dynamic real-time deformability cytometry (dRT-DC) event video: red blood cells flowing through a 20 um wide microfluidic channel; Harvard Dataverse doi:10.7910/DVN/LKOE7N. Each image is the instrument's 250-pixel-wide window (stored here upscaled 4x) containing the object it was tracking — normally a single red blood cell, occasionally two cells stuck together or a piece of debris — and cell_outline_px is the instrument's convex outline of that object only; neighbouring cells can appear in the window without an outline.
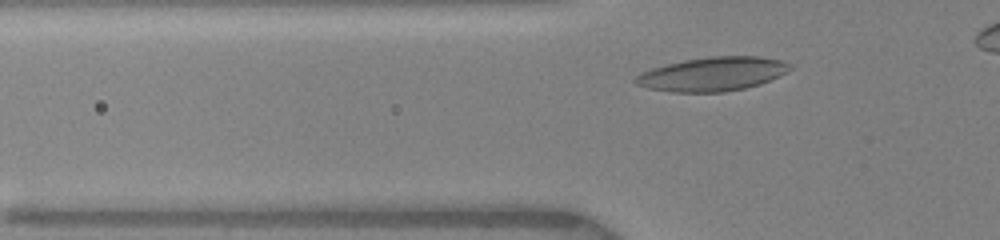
{"species": "human", "species_latin": "Homo sapiens", "temperature_condition": "warm", "stored_images_in_passage": 24, "camera_frame_rate_fps": 3000, "um_per_image_px": 0.085, "donor": {"sex": "female"}, "frame": {"image": 1, "passage_image": 7, "time_ms": 1.667, "image_size_px": [1000, 240], "cell_outline_px": [[792, 68], [788, 72], [760, 84], [744, 88], [724, 92], [672, 92], [648, 88], [632, 84], [632, 80], [640, 72], [652, 68], [684, 60], [708, 56], [760, 56], [780, 60], [792, 64]], "centroid_in_image_um": [60.54, 6.29], "position_along_channel_um": 65.3, "area_um2": 30.75}}
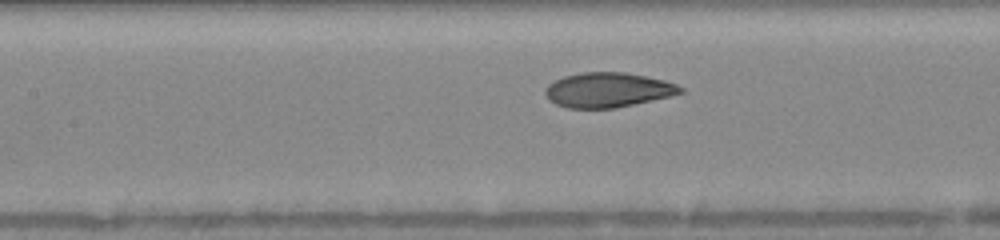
{"frame": {"image": 2, "passage_image": 14, "time_ms": 4.0, "image_size_px": [1000, 240], "cell_outline_px": [[684, 92], [668, 96], [632, 104], [612, 108], [568, 108], [556, 104], [548, 100], [544, 92], [544, 88], [548, 84], [564, 76], [580, 72], [624, 72], [664, 80], [676, 84], [684, 88]], "centroid_in_image_um": [51.62, 7.64], "position_along_channel_um": 155.8, "area_um2": 27.17}}
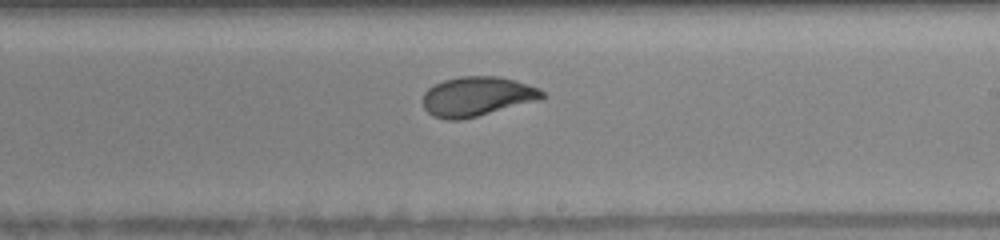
{"frame": {"image": 3, "passage_image": 22, "time_ms": 6.333, "image_size_px": [1000, 240], "cell_outline_px": [[548, 96], [536, 100], [476, 116], [460, 120], [444, 120], [432, 116], [424, 108], [424, 92], [428, 88], [444, 80], [460, 76], [500, 76], [516, 80], [540, 88]], "centroid_in_image_um": [40.54, 8.18], "position_along_channel_um": 248.5, "area_um2": 27.34}}